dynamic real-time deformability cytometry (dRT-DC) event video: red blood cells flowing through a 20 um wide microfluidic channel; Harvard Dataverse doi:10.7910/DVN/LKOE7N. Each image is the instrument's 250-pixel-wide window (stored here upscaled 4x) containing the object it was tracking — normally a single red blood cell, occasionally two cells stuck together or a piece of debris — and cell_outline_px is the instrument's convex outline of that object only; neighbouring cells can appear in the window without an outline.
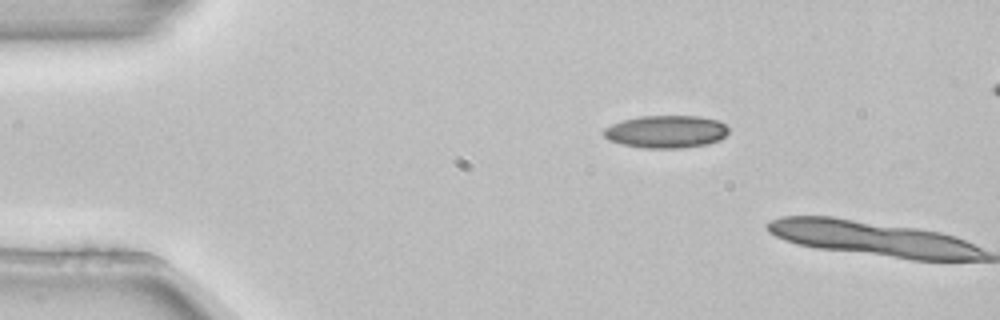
{"species": "common noctule bat (a hibernating species)", "species_latin": "Nyctalus noctula", "temperature_condition": "room temperature", "stored_images_in_passage": 4, "camera_frame_rate_fps": 3000, "um_per_image_px": 0.085, "animal": {"sex": "female", "body_mass_g": 22.7, "forearm_length_mm": 54.2}, "frame": {"image": 1, "passage_image": 4, "time_ms": 1.0, "image_size_px": [1000, 320], "cell_outline_px": [[728, 132], [720, 140], [708, 144], [680, 148], [644, 148], [620, 144], [608, 140], [600, 132], [604, 128], [612, 124], [624, 120], [640, 116], [696, 116], [720, 120], [728, 128]], "centroid_in_image_um": [56.6, 11.19], "position_along_channel_um": 28.4, "area_um2": 23.87}}